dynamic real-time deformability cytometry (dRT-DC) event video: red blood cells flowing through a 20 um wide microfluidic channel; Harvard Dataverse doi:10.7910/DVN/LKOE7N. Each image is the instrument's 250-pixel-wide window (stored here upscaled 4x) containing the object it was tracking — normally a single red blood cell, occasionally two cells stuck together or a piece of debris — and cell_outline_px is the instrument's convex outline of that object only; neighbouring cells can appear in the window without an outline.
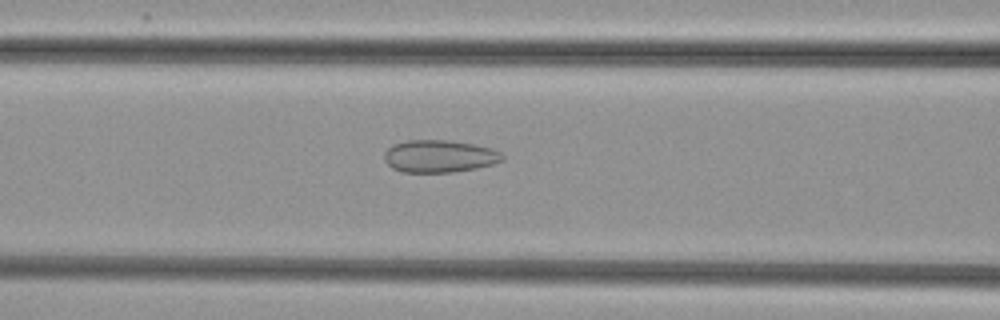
{"species": "common noctule bat (a hibernating species)", "species_latin": "Nyctalus noctula", "temperature_condition": "cold", "stored_images_in_passage": 37, "camera_frame_rate_fps": 3000, "um_per_image_px": 0.085, "animal": {"sex": "female", "body_mass_g": 29.2, "forearm_length_mm": 56.3}, "frame": {"image": 1, "passage_image": 7, "time_ms": 2.0, "image_size_px": [1000, 320], "cell_outline_px": [[504, 156], [500, 160], [492, 164], [476, 168], [452, 172], [404, 172], [392, 168], [384, 160], [384, 152], [392, 144], [408, 140], [448, 140], [476, 144], [492, 148], [500, 152]], "centroid_in_image_um": [37.32, 13.27], "position_along_channel_um": 129.3, "area_um2": 22.31}}
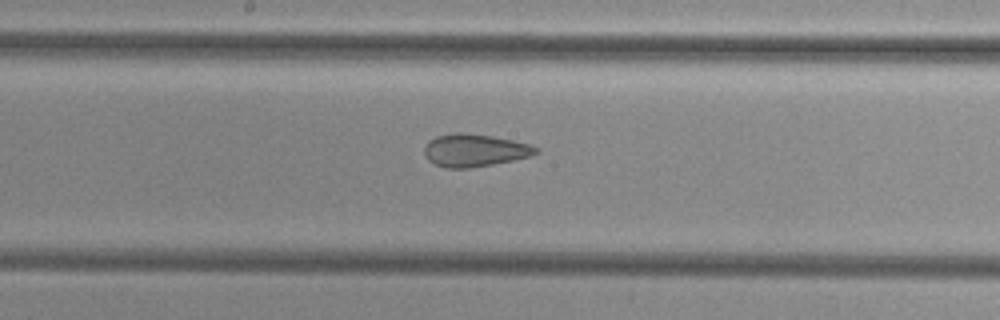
{"frame": {"image": 2, "passage_image": 13, "time_ms": 4.0, "image_size_px": [1000, 320], "cell_outline_px": [[540, 152], [532, 156], [492, 164], [468, 168], [444, 168], [428, 160], [424, 156], [424, 148], [428, 140], [436, 136], [456, 132], [492, 136], [512, 140], [528, 144], [540, 148]], "centroid_in_image_um": [40.33, 12.78], "position_along_channel_um": 207.9, "area_um2": 21.21}}
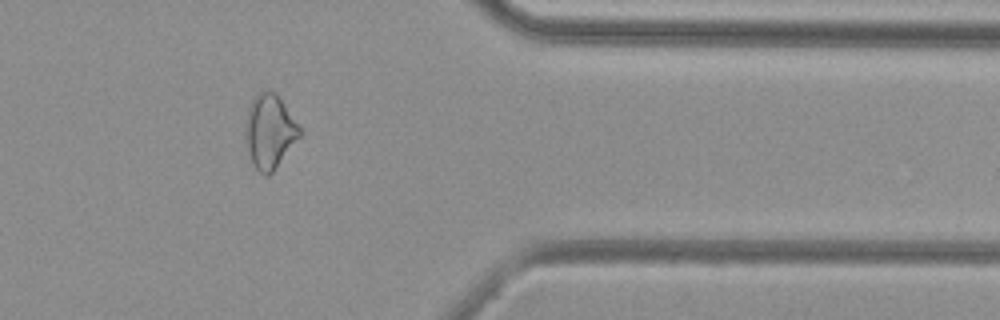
{"frame": {"image": 3, "passage_image": 28, "time_ms": 9.0, "image_size_px": [1000, 320], "cell_outline_px": [[304, 136], [272, 172], [268, 176], [264, 176], [252, 164], [244, 136], [244, 124], [248, 108], [256, 92], [264, 88], [272, 88], [276, 92], [304, 132]], "centroid_in_image_um": [22.94, 11.14], "position_along_channel_um": 388.5, "area_um2": 24.45}}